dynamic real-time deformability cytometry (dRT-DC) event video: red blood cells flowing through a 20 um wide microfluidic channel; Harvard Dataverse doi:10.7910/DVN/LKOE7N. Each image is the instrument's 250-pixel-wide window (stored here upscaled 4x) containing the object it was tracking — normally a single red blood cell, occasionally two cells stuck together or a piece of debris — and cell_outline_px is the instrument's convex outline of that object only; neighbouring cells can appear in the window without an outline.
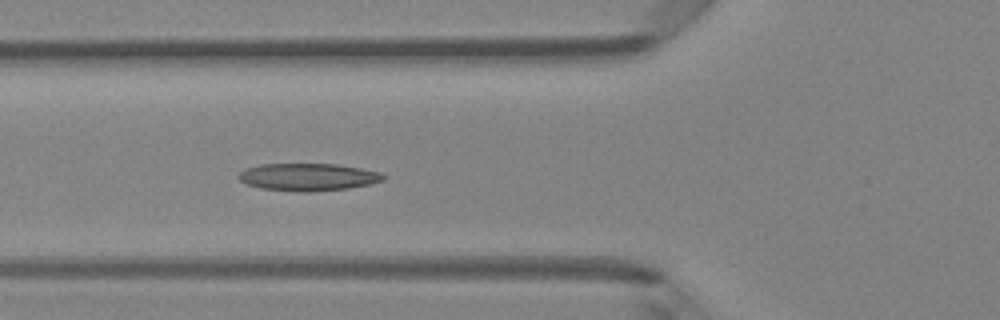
{"species": "Egyptian fruit bat (a non-hibernating species)", "species_latin": "Rousettus aegyptiacus", "temperature_condition": "room temperature", "stored_images_in_passage": 6, "camera_frame_rate_fps": 3000, "um_per_image_px": 0.085, "animal": {"sex": "female"}, "frame": {"image": 1, "passage_image": 6, "time_ms": 1.667, "image_size_px": [1000, 320], "cell_outline_px": [[384, 180], [368, 184], [348, 188], [308, 192], [304, 192], [260, 188], [244, 184], [236, 176], [244, 168], [260, 164], [336, 164], [360, 168], [380, 172], [384, 176]], "centroid_in_image_um": [26.12, 15.04], "position_along_channel_um": 99.7, "area_um2": 23.12}}